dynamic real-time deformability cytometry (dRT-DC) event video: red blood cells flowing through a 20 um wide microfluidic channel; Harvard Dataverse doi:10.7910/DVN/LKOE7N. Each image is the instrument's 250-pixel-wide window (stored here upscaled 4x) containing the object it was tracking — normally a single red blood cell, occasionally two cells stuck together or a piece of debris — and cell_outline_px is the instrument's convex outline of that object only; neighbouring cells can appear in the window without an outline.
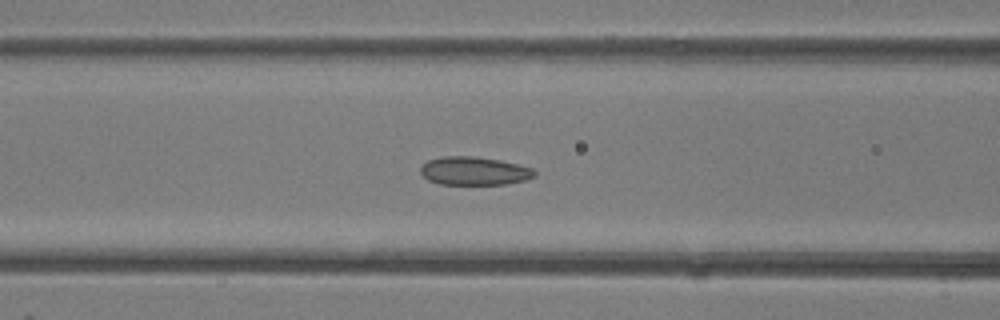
{"species": "common noctule bat (a hibernating species)", "species_latin": "Nyctalus noctula", "temperature_condition": "room temperature", "stored_images_in_passage": 41, "camera_frame_rate_fps": 3000, "um_per_image_px": 0.085, "animal": {"sex": "female"}, "frame": {"image": 1, "passage_image": 18, "time_ms": 5.667, "image_size_px": [1000, 320], "cell_outline_px": [[536, 176], [524, 180], [504, 184], [440, 184], [428, 180], [420, 172], [420, 168], [428, 160], [444, 156], [476, 156], [500, 160], [532, 168], [536, 172]], "centroid_in_image_um": [40.3, 14.52], "position_along_channel_um": 126.3, "area_um2": 18.73}}
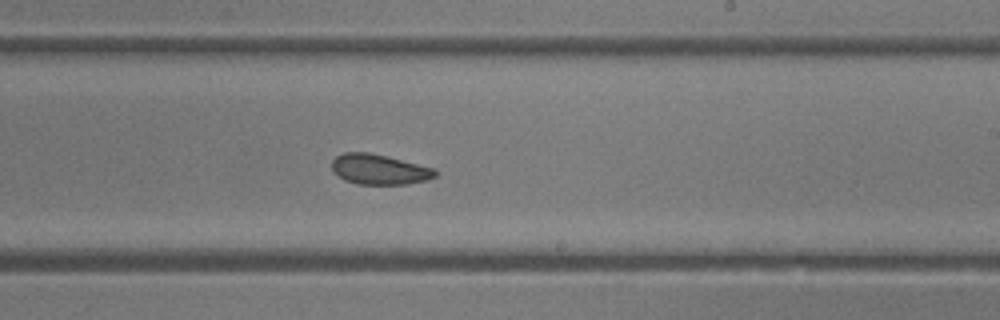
{"frame": {"image": 2, "passage_image": 26, "time_ms": 8.333, "image_size_px": [1000, 320], "cell_outline_px": [[436, 176], [428, 180], [408, 184], [356, 184], [344, 180], [332, 172], [332, 160], [336, 156], [344, 152], [368, 152], [436, 168]], "centroid_in_image_um": [32.22, 14.4], "position_along_channel_um": 256.8, "area_um2": 18.32}}
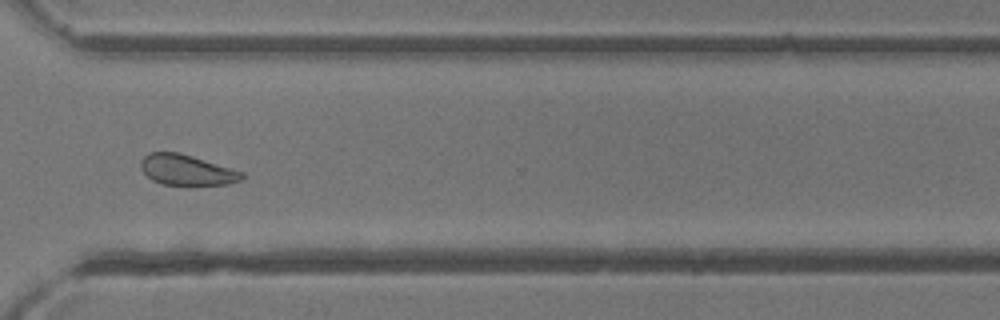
{"frame": {"image": 3, "passage_image": 32, "time_ms": 10.333, "image_size_px": [1000, 320], "cell_outline_px": [[244, 176], [240, 180], [228, 184], [188, 188], [164, 184], [152, 180], [140, 168], [140, 160], [148, 152], [180, 152], [244, 172]], "centroid_in_image_um": [15.87, 14.49], "position_along_channel_um": 354.7, "area_um2": 18.73}}